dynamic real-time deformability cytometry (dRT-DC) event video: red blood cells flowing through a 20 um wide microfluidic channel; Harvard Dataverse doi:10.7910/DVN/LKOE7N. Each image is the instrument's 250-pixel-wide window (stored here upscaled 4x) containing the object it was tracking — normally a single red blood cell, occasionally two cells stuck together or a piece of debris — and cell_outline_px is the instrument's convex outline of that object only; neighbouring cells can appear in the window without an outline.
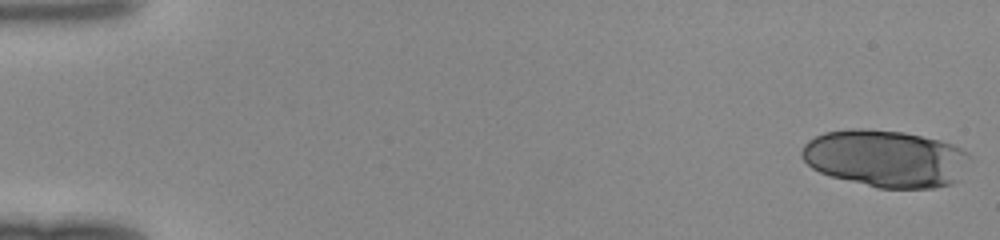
{"species": "human", "species_latin": "Homo sapiens", "temperature_condition": "room temperature", "stored_images_in_passage": 28, "camera_frame_rate_fps": 3000, "um_per_image_px": 0.085, "donor": {"sex": "female"}, "frame": {"image": 1, "passage_image": 1, "time_ms": 0.0, "image_size_px": [1000, 240], "cell_outline_px": [[972, 156], [960, 180], [952, 184], [936, 188], [876, 188], [832, 176], [820, 172], [812, 168], [800, 156], [800, 152], [804, 144], [808, 140], [824, 132], [848, 128], [868, 128], [904, 132], [940, 140], [952, 144], [968, 152]], "centroid_in_image_um": [75.3, 13.47], "position_along_channel_um": 9.7, "area_um2": 56.7}}
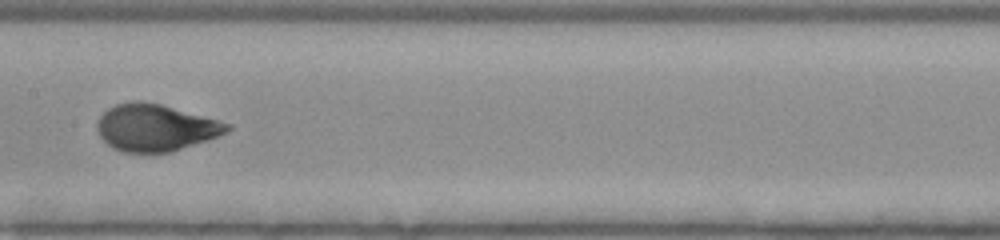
{"frame": {"image": 2, "passage_image": 26, "time_ms": 8.333, "image_size_px": [1000, 240], "cell_outline_px": [[232, 128], [228, 132], [168, 152], [124, 152], [112, 148], [100, 136], [96, 128], [96, 124], [100, 116], [108, 108], [116, 104], [132, 100], [140, 100], [160, 104], [232, 124]], "centroid_in_image_um": [13.17, 10.83], "position_along_channel_um": 194.2, "area_um2": 35.08}}